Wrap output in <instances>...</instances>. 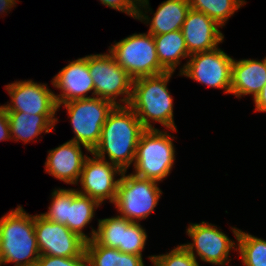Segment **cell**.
Masks as SVG:
<instances>
[{
  "label": "cell",
  "mask_w": 266,
  "mask_h": 266,
  "mask_svg": "<svg viewBox=\"0 0 266 266\" xmlns=\"http://www.w3.org/2000/svg\"><path fill=\"white\" fill-rule=\"evenodd\" d=\"M144 130L136 113L128 105L115 106L108 115L99 143L91 154L106 160L107 153L111 164L127 171L135 160L138 141Z\"/></svg>",
  "instance_id": "obj_1"
},
{
  "label": "cell",
  "mask_w": 266,
  "mask_h": 266,
  "mask_svg": "<svg viewBox=\"0 0 266 266\" xmlns=\"http://www.w3.org/2000/svg\"><path fill=\"white\" fill-rule=\"evenodd\" d=\"M173 72L133 80L128 106L136 113L145 129H154L151 120L176 131L173 120V98L167 88Z\"/></svg>",
  "instance_id": "obj_2"
},
{
  "label": "cell",
  "mask_w": 266,
  "mask_h": 266,
  "mask_svg": "<svg viewBox=\"0 0 266 266\" xmlns=\"http://www.w3.org/2000/svg\"><path fill=\"white\" fill-rule=\"evenodd\" d=\"M40 252L35 236L34 216L22 206L0 218V266H35Z\"/></svg>",
  "instance_id": "obj_3"
},
{
  "label": "cell",
  "mask_w": 266,
  "mask_h": 266,
  "mask_svg": "<svg viewBox=\"0 0 266 266\" xmlns=\"http://www.w3.org/2000/svg\"><path fill=\"white\" fill-rule=\"evenodd\" d=\"M173 136L159 129H145L141 134L134 160L136 177L162 181L174 164Z\"/></svg>",
  "instance_id": "obj_4"
},
{
  "label": "cell",
  "mask_w": 266,
  "mask_h": 266,
  "mask_svg": "<svg viewBox=\"0 0 266 266\" xmlns=\"http://www.w3.org/2000/svg\"><path fill=\"white\" fill-rule=\"evenodd\" d=\"M109 52L133 80L167 72L159 63L150 33H134L112 45Z\"/></svg>",
  "instance_id": "obj_5"
},
{
  "label": "cell",
  "mask_w": 266,
  "mask_h": 266,
  "mask_svg": "<svg viewBox=\"0 0 266 266\" xmlns=\"http://www.w3.org/2000/svg\"><path fill=\"white\" fill-rule=\"evenodd\" d=\"M70 116L75 137L71 139L92 152L101 138L102 127L115 105L99 97L63 103Z\"/></svg>",
  "instance_id": "obj_6"
},
{
  "label": "cell",
  "mask_w": 266,
  "mask_h": 266,
  "mask_svg": "<svg viewBox=\"0 0 266 266\" xmlns=\"http://www.w3.org/2000/svg\"><path fill=\"white\" fill-rule=\"evenodd\" d=\"M122 172L119 178L117 196L114 205L121 217L138 222L146 219L158 204L162 191L157 186V181L136 177L132 173L125 175Z\"/></svg>",
  "instance_id": "obj_7"
},
{
  "label": "cell",
  "mask_w": 266,
  "mask_h": 266,
  "mask_svg": "<svg viewBox=\"0 0 266 266\" xmlns=\"http://www.w3.org/2000/svg\"><path fill=\"white\" fill-rule=\"evenodd\" d=\"M88 69L94 83V97L112 102L121 106L116 101L119 95H126L119 101L128 105L132 95L133 79L115 61L113 55L94 54L88 55Z\"/></svg>",
  "instance_id": "obj_8"
},
{
  "label": "cell",
  "mask_w": 266,
  "mask_h": 266,
  "mask_svg": "<svg viewBox=\"0 0 266 266\" xmlns=\"http://www.w3.org/2000/svg\"><path fill=\"white\" fill-rule=\"evenodd\" d=\"M190 60L180 69V74L187 76L208 87L224 89L231 92L233 59L223 50L215 48L210 51L190 55Z\"/></svg>",
  "instance_id": "obj_9"
},
{
  "label": "cell",
  "mask_w": 266,
  "mask_h": 266,
  "mask_svg": "<svg viewBox=\"0 0 266 266\" xmlns=\"http://www.w3.org/2000/svg\"><path fill=\"white\" fill-rule=\"evenodd\" d=\"M34 228L40 255L86 257V241L66 225L34 215Z\"/></svg>",
  "instance_id": "obj_10"
},
{
  "label": "cell",
  "mask_w": 266,
  "mask_h": 266,
  "mask_svg": "<svg viewBox=\"0 0 266 266\" xmlns=\"http://www.w3.org/2000/svg\"><path fill=\"white\" fill-rule=\"evenodd\" d=\"M94 159L87 157L78 181L81 183L82 191L78 193L95 199L100 204L105 199L114 203L117 196L118 184L120 179L115 180V175H122V170L111 164L109 161L93 155Z\"/></svg>",
  "instance_id": "obj_11"
},
{
  "label": "cell",
  "mask_w": 266,
  "mask_h": 266,
  "mask_svg": "<svg viewBox=\"0 0 266 266\" xmlns=\"http://www.w3.org/2000/svg\"><path fill=\"white\" fill-rule=\"evenodd\" d=\"M186 233L193 239V243L183 246L196 258L194 253L202 261L224 266L228 263L229 252L231 249L237 250L235 242L228 238L226 234L218 230L215 225L202 222L200 224H190ZM195 247V248H194Z\"/></svg>",
  "instance_id": "obj_12"
},
{
  "label": "cell",
  "mask_w": 266,
  "mask_h": 266,
  "mask_svg": "<svg viewBox=\"0 0 266 266\" xmlns=\"http://www.w3.org/2000/svg\"><path fill=\"white\" fill-rule=\"evenodd\" d=\"M32 80L16 81L6 85L11 104L3 105L6 112H23L32 115H55L57 104L54 93Z\"/></svg>",
  "instance_id": "obj_13"
},
{
  "label": "cell",
  "mask_w": 266,
  "mask_h": 266,
  "mask_svg": "<svg viewBox=\"0 0 266 266\" xmlns=\"http://www.w3.org/2000/svg\"><path fill=\"white\" fill-rule=\"evenodd\" d=\"M52 84L61 90V94L55 95L57 109L65 102L91 98L87 93L92 91L94 95V83L88 69V56L71 61L54 76Z\"/></svg>",
  "instance_id": "obj_14"
},
{
  "label": "cell",
  "mask_w": 266,
  "mask_h": 266,
  "mask_svg": "<svg viewBox=\"0 0 266 266\" xmlns=\"http://www.w3.org/2000/svg\"><path fill=\"white\" fill-rule=\"evenodd\" d=\"M216 21L203 12L189 10L181 27L189 55L210 51L224 39Z\"/></svg>",
  "instance_id": "obj_15"
},
{
  "label": "cell",
  "mask_w": 266,
  "mask_h": 266,
  "mask_svg": "<svg viewBox=\"0 0 266 266\" xmlns=\"http://www.w3.org/2000/svg\"><path fill=\"white\" fill-rule=\"evenodd\" d=\"M87 157L81 151V144L69 140L49 151L45 170L67 184H77Z\"/></svg>",
  "instance_id": "obj_16"
},
{
  "label": "cell",
  "mask_w": 266,
  "mask_h": 266,
  "mask_svg": "<svg viewBox=\"0 0 266 266\" xmlns=\"http://www.w3.org/2000/svg\"><path fill=\"white\" fill-rule=\"evenodd\" d=\"M266 84V57L263 61L243 59L232 64L231 92L237 98L253 95V99Z\"/></svg>",
  "instance_id": "obj_17"
},
{
  "label": "cell",
  "mask_w": 266,
  "mask_h": 266,
  "mask_svg": "<svg viewBox=\"0 0 266 266\" xmlns=\"http://www.w3.org/2000/svg\"><path fill=\"white\" fill-rule=\"evenodd\" d=\"M189 10V0H166L160 4L152 20L143 14L141 9L138 11L137 19L150 21L148 33L156 36L181 30Z\"/></svg>",
  "instance_id": "obj_18"
},
{
  "label": "cell",
  "mask_w": 266,
  "mask_h": 266,
  "mask_svg": "<svg viewBox=\"0 0 266 266\" xmlns=\"http://www.w3.org/2000/svg\"><path fill=\"white\" fill-rule=\"evenodd\" d=\"M10 126V136L24 143L38 138L42 132H51L58 122L55 115H30L23 112H6ZM14 136V137H13Z\"/></svg>",
  "instance_id": "obj_19"
},
{
  "label": "cell",
  "mask_w": 266,
  "mask_h": 266,
  "mask_svg": "<svg viewBox=\"0 0 266 266\" xmlns=\"http://www.w3.org/2000/svg\"><path fill=\"white\" fill-rule=\"evenodd\" d=\"M153 37L159 63L167 72L175 71L181 57L185 59L190 56L181 30Z\"/></svg>",
  "instance_id": "obj_20"
},
{
  "label": "cell",
  "mask_w": 266,
  "mask_h": 266,
  "mask_svg": "<svg viewBox=\"0 0 266 266\" xmlns=\"http://www.w3.org/2000/svg\"><path fill=\"white\" fill-rule=\"evenodd\" d=\"M85 253L87 266H145L142 256L99 245L94 239L86 242Z\"/></svg>",
  "instance_id": "obj_21"
},
{
  "label": "cell",
  "mask_w": 266,
  "mask_h": 266,
  "mask_svg": "<svg viewBox=\"0 0 266 266\" xmlns=\"http://www.w3.org/2000/svg\"><path fill=\"white\" fill-rule=\"evenodd\" d=\"M99 205L100 203L95 199L72 189V203L68 204L67 227L86 242L90 241V237L85 235L82 230L91 222L94 217V211Z\"/></svg>",
  "instance_id": "obj_22"
},
{
  "label": "cell",
  "mask_w": 266,
  "mask_h": 266,
  "mask_svg": "<svg viewBox=\"0 0 266 266\" xmlns=\"http://www.w3.org/2000/svg\"><path fill=\"white\" fill-rule=\"evenodd\" d=\"M98 229H92L91 240L99 245L118 249L122 252L123 229H126L132 222L117 215L112 218L98 220Z\"/></svg>",
  "instance_id": "obj_23"
},
{
  "label": "cell",
  "mask_w": 266,
  "mask_h": 266,
  "mask_svg": "<svg viewBox=\"0 0 266 266\" xmlns=\"http://www.w3.org/2000/svg\"><path fill=\"white\" fill-rule=\"evenodd\" d=\"M237 239V250L244 266H266V240L252 236L237 228L231 229Z\"/></svg>",
  "instance_id": "obj_24"
},
{
  "label": "cell",
  "mask_w": 266,
  "mask_h": 266,
  "mask_svg": "<svg viewBox=\"0 0 266 266\" xmlns=\"http://www.w3.org/2000/svg\"><path fill=\"white\" fill-rule=\"evenodd\" d=\"M244 3L245 0H189L191 9L203 12L220 26H224L229 17Z\"/></svg>",
  "instance_id": "obj_25"
},
{
  "label": "cell",
  "mask_w": 266,
  "mask_h": 266,
  "mask_svg": "<svg viewBox=\"0 0 266 266\" xmlns=\"http://www.w3.org/2000/svg\"><path fill=\"white\" fill-rule=\"evenodd\" d=\"M52 198L53 200L48 207L49 211L40 215L48 221L67 226L68 204L72 203V189L59 188L54 190Z\"/></svg>",
  "instance_id": "obj_26"
},
{
  "label": "cell",
  "mask_w": 266,
  "mask_h": 266,
  "mask_svg": "<svg viewBox=\"0 0 266 266\" xmlns=\"http://www.w3.org/2000/svg\"><path fill=\"white\" fill-rule=\"evenodd\" d=\"M146 240L145 229L140 223L132 222L126 229H123L122 252L142 256Z\"/></svg>",
  "instance_id": "obj_27"
},
{
  "label": "cell",
  "mask_w": 266,
  "mask_h": 266,
  "mask_svg": "<svg viewBox=\"0 0 266 266\" xmlns=\"http://www.w3.org/2000/svg\"><path fill=\"white\" fill-rule=\"evenodd\" d=\"M149 259L153 266H199L197 259L183 245L177 246L167 254L153 255Z\"/></svg>",
  "instance_id": "obj_28"
},
{
  "label": "cell",
  "mask_w": 266,
  "mask_h": 266,
  "mask_svg": "<svg viewBox=\"0 0 266 266\" xmlns=\"http://www.w3.org/2000/svg\"><path fill=\"white\" fill-rule=\"evenodd\" d=\"M35 266H87V257H55L40 255Z\"/></svg>",
  "instance_id": "obj_29"
},
{
  "label": "cell",
  "mask_w": 266,
  "mask_h": 266,
  "mask_svg": "<svg viewBox=\"0 0 266 266\" xmlns=\"http://www.w3.org/2000/svg\"><path fill=\"white\" fill-rule=\"evenodd\" d=\"M102 4L124 12L137 19L139 11V0H100Z\"/></svg>",
  "instance_id": "obj_30"
},
{
  "label": "cell",
  "mask_w": 266,
  "mask_h": 266,
  "mask_svg": "<svg viewBox=\"0 0 266 266\" xmlns=\"http://www.w3.org/2000/svg\"><path fill=\"white\" fill-rule=\"evenodd\" d=\"M11 139L10 126L4 106H0V141Z\"/></svg>",
  "instance_id": "obj_31"
},
{
  "label": "cell",
  "mask_w": 266,
  "mask_h": 266,
  "mask_svg": "<svg viewBox=\"0 0 266 266\" xmlns=\"http://www.w3.org/2000/svg\"><path fill=\"white\" fill-rule=\"evenodd\" d=\"M255 111L266 112V84L261 89L260 93L254 99Z\"/></svg>",
  "instance_id": "obj_32"
},
{
  "label": "cell",
  "mask_w": 266,
  "mask_h": 266,
  "mask_svg": "<svg viewBox=\"0 0 266 266\" xmlns=\"http://www.w3.org/2000/svg\"><path fill=\"white\" fill-rule=\"evenodd\" d=\"M15 4H17L16 0H0V12H6V10L11 9Z\"/></svg>",
  "instance_id": "obj_33"
},
{
  "label": "cell",
  "mask_w": 266,
  "mask_h": 266,
  "mask_svg": "<svg viewBox=\"0 0 266 266\" xmlns=\"http://www.w3.org/2000/svg\"><path fill=\"white\" fill-rule=\"evenodd\" d=\"M149 6V0H139V9L144 7L145 8H148Z\"/></svg>",
  "instance_id": "obj_34"
}]
</instances>
